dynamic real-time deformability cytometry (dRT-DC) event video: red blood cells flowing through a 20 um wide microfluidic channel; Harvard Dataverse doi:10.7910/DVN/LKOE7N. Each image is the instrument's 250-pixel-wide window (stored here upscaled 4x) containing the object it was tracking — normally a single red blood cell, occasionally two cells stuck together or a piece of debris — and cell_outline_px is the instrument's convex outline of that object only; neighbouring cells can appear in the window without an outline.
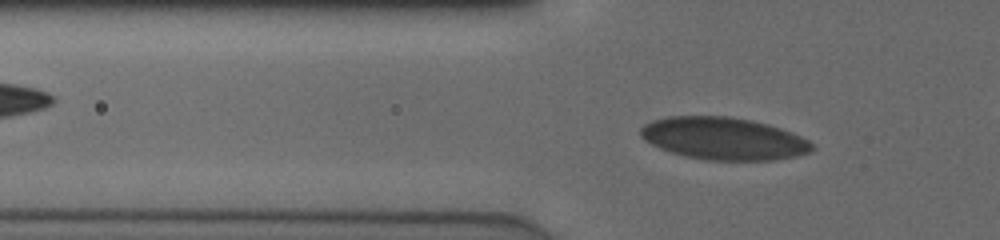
{"species": "human", "species_latin": "Homo sapiens", "temperature_condition": "cold", "stored_images_in_passage": 41, "camera_frame_rate_fps": 3000, "um_per_image_px": 0.085, "donor": {"sex": "male"}, "frame": {"image": 1, "passage_image": 9, "time_ms": 2.667, "image_size_px": [1000, 240], "cell_outline_px": [[812, 148], [808, 152], [796, 156], [776, 160], [708, 160], [684, 156], [660, 148], [652, 144], [640, 136], [640, 128], [644, 124], [652, 120], [668, 116], [728, 116], [752, 120], [768, 124], [792, 132], [808, 140], [812, 144]], "centroid_in_image_um": [61.49, 11.77], "position_along_channel_um": 64.3, "area_um2": 42.25}}
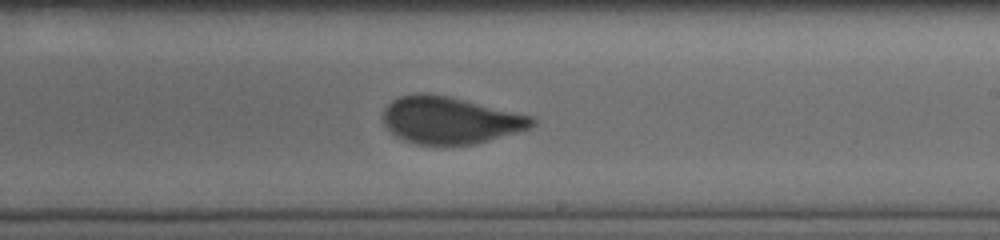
{"frame": {"image": 2, "passage_image": 24, "time_ms": 7.667, "image_size_px": [1000, 240], "cell_outline_px": [[536, 124], [532, 128], [520, 132], [476, 144], [444, 148], [440, 148], [416, 144], [404, 140], [396, 136], [384, 124], [384, 108], [392, 100], [400, 96], [420, 92], [428, 92], [448, 96], [536, 116]], "centroid_in_image_um": [38.32, 10.25], "position_along_channel_um": 250.7, "area_um2": 42.14}}
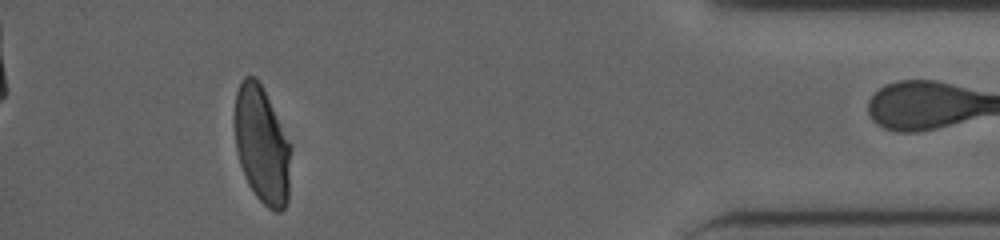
{"frame": {"image": 3, "passage_image": 40, "time_ms": 13.0, "image_size_px": [1000, 240], "cell_outline_px": [[288, 200], [284, 208], [280, 212], [276, 212], [268, 208], [256, 196], [248, 184], [244, 176], [240, 164], [236, 148], [232, 120], [232, 116], [236, 92], [240, 80], [244, 76], [252, 76], [260, 84], [268, 100], [288, 144]], "centroid_in_image_um": [22.16, 12.32], "position_along_channel_um": 413.0, "area_um2": 37.51}}